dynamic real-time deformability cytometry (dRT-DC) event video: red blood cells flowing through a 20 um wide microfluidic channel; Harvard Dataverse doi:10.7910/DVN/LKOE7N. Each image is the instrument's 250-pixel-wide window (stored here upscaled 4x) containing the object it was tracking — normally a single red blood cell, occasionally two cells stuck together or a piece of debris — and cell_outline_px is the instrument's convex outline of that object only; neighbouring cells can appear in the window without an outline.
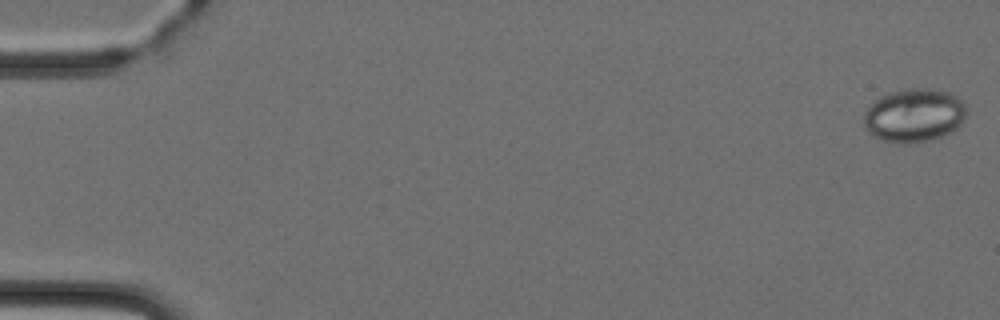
{"species": "Egyptian fruit bat (a non-hibernating species)", "species_latin": "Rousettus aegyptiacus", "temperature_condition": "cold", "stored_images_in_passage": 4, "camera_frame_rate_fps": 3000, "um_per_image_px": 0.085, "animal": {"sex": "female"}, "frame": {"image": 1, "passage_image": 1, "time_ms": 0.0, "image_size_px": [1000, 320], "cell_outline_px": [[968, 112], [960, 124], [956, 128], [940, 136], [928, 140], [884, 140], [872, 136], [868, 132], [864, 124], [864, 112], [880, 96], [888, 92], [912, 88], [936, 88], [948, 92], [964, 100]], "centroid_in_image_um": [77.73, 9.73], "position_along_channel_um": 7.3, "area_um2": 31.44}}